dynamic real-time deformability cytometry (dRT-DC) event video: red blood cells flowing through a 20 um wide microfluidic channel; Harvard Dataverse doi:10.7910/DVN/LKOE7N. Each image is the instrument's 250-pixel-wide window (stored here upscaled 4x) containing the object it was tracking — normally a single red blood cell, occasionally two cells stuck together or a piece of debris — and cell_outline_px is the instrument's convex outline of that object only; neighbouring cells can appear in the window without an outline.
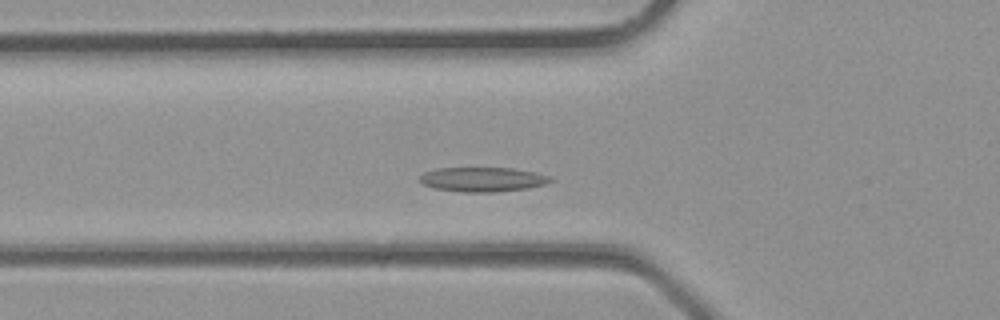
{"species": "common noctule bat (a hibernating species)", "species_latin": "Nyctalus noctula", "temperature_condition": "room temperature", "stored_images_in_passage": 31, "camera_frame_rate_fps": 3000, "um_per_image_px": 0.085, "animal": {"sex": "male", "body_mass_g": 23.1, "forearm_length_mm": 52.7}, "frame": {"image": 1, "passage_image": 7, "time_ms": 2.0, "image_size_px": [1000, 320], "cell_outline_px": [[556, 180], [544, 184], [528, 188], [496, 192], [464, 192], [432, 188], [416, 180], [424, 172], [440, 168], [512, 168], [536, 172], [552, 176]], "centroid_in_image_um": [41.05, 15.25], "position_along_channel_um": 84.8, "area_um2": 18.84}}
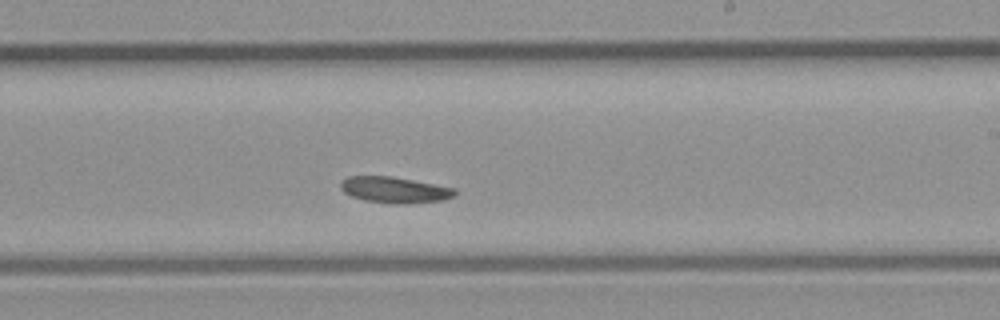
{"frame": {"image": 2, "passage_image": 16, "time_ms": 5.0, "image_size_px": [1000, 320], "cell_outline_px": [[456, 196], [444, 200], [408, 204], [392, 204], [364, 200], [352, 196], [344, 192], [340, 188], [340, 180], [348, 176], [392, 176], [456, 188]], "centroid_in_image_um": [33.55, 16.14], "position_along_channel_um": 255.4, "area_um2": 17.63}}
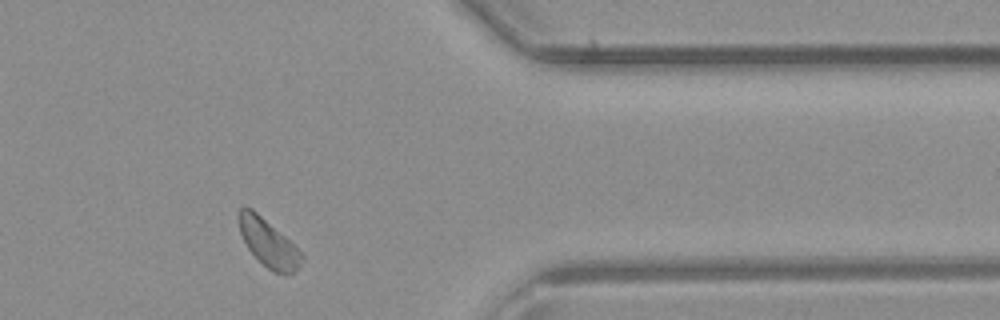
{"frame": {"image": 3, "passage_image": 24, "time_ms": 7.667, "image_size_px": [1000, 320], "cell_outline_px": [[304, 256], [300, 264], [292, 276], [272, 272], [248, 248], [240, 232], [236, 216], [236, 212], [244, 204], [252, 208], [284, 236]], "centroid_in_image_um": [22.77, 20.63], "position_along_channel_um": 388.6, "area_um2": 17.34}}